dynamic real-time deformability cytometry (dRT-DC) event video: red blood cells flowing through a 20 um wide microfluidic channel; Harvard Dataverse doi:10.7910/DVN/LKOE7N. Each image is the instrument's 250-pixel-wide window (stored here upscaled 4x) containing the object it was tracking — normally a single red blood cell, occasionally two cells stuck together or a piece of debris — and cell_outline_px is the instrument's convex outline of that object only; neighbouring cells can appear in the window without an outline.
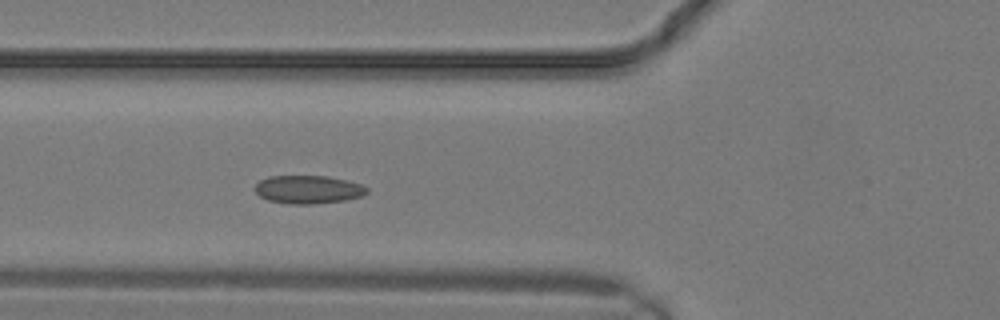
{"species": "common noctule bat (a hibernating species)", "species_latin": "Nyctalus noctula", "temperature_condition": "warm", "stored_images_in_passage": 9, "camera_frame_rate_fps": 3000, "um_per_image_px": 0.085, "animal": {"sex": "male", "body_mass_g": 19.2, "forearm_length_mm": 51.8}, "frame": {"image": 1, "passage_image": 9, "time_ms": 2.667, "image_size_px": [1000, 320], "cell_outline_px": [[368, 192], [360, 196], [344, 200], [312, 204], [288, 204], [268, 200], [260, 196], [256, 192], [256, 184], [260, 180], [268, 176], [328, 176], [348, 180], [360, 184], [368, 188]], "centroid_in_image_um": [26.19, 16.1], "position_along_channel_um": 99.6, "area_um2": 18.32}}